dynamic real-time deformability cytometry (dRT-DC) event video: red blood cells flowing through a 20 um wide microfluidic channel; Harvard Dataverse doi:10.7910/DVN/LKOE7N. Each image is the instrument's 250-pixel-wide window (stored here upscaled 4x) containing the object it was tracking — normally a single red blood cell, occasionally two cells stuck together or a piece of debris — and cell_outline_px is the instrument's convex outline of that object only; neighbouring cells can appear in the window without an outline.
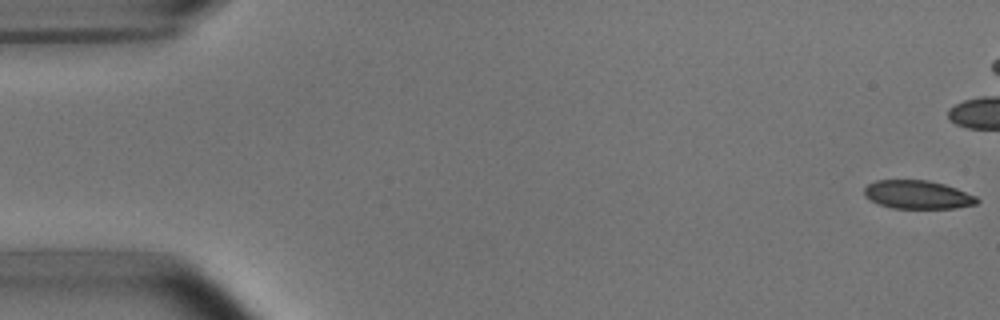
{"species": "common noctule bat (a hibernating species)", "species_latin": "Nyctalus noctula", "temperature_condition": "room temperature", "stored_images_in_passage": 6, "camera_frame_rate_fps": 3000, "um_per_image_px": 0.085, "animal": {"sex": "male", "body_mass_g": 15.6}, "frame": {"image": 1, "passage_image": 1, "time_ms": 0.0, "image_size_px": [1000, 320], "cell_outline_px": [[980, 200], [976, 204], [956, 208], [892, 208], [880, 204], [864, 196], [864, 188], [868, 184], [876, 180], [928, 180], [944, 184], [956, 188], [976, 196]], "centroid_in_image_um": [78.01, 16.54], "position_along_channel_um": 7.0, "area_um2": 18.61}}